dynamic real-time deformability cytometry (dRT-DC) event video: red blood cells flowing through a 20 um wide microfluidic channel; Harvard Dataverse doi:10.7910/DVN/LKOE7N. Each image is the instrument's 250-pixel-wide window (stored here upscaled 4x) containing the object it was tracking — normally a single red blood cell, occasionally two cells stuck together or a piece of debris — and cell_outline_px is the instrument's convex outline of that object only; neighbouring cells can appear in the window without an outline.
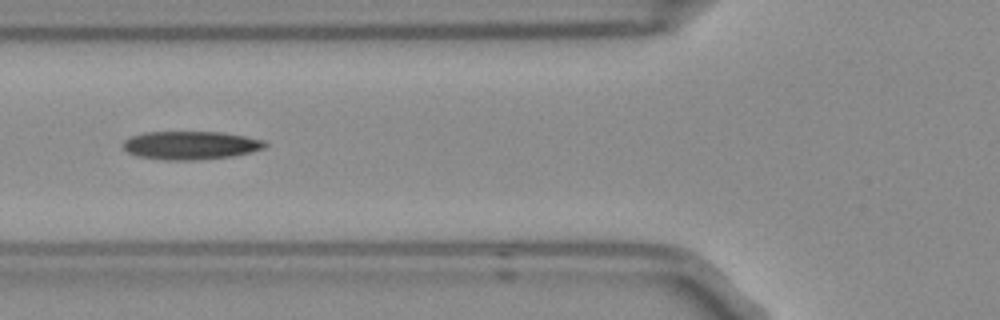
{"species": "Egyptian fruit bat (a non-hibernating species)", "species_latin": "Rousettus aegyptiacus", "temperature_condition": "room temperature", "stored_images_in_passage": 8, "camera_frame_rate_fps": 3000, "um_per_image_px": 0.085, "frame": {"image": 1, "passage_image": 5, "time_ms": 1.333, "image_size_px": [1000, 320], "cell_outline_px": [[268, 144], [264, 148], [248, 152], [228, 156], [192, 160], [164, 160], [136, 156], [128, 152], [124, 148], [124, 140], [132, 136], [144, 132], [224, 132], [264, 140]], "centroid_in_image_um": [16.17, 12.34], "position_along_channel_um": 109.6, "area_um2": 23.18}}